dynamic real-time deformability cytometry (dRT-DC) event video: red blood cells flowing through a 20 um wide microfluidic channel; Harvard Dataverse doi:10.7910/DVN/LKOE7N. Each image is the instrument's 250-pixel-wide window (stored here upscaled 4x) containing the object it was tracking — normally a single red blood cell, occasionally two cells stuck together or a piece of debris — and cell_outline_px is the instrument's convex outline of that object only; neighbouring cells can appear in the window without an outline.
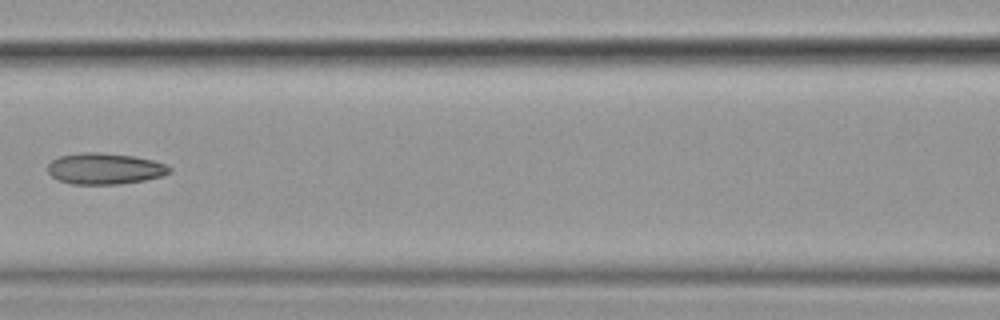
{"species": "common noctule bat (a hibernating species)", "species_latin": "Nyctalus noctula", "temperature_condition": "cold", "stored_images_in_passage": 12, "camera_frame_rate_fps": 3000, "um_per_image_px": 0.085, "animal": {"sex": "female", "body_mass_g": 19.9}, "frame": {"image": 1, "passage_image": 7, "time_ms": 2.0, "image_size_px": [1000, 320], "cell_outline_px": [[172, 172], [160, 176], [144, 180], [120, 184], [72, 184], [60, 180], [52, 176], [48, 172], [48, 164], [52, 160], [60, 156], [80, 152], [100, 152], [132, 156], [152, 160], [164, 164], [172, 168]], "centroid_in_image_um": [8.9, 14.33], "position_along_channel_um": 157.7, "area_um2": 22.02}}
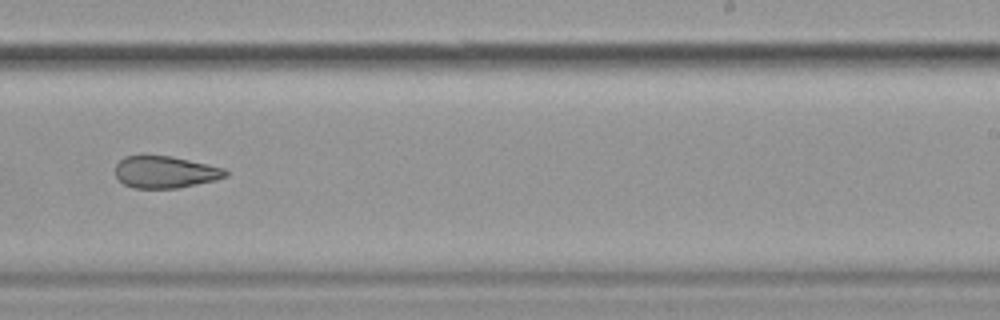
{"frame": {"image": 2, "passage_image": 10, "time_ms": 3.0, "image_size_px": [1000, 320], "cell_outline_px": [[228, 176], [216, 180], [176, 188], [132, 188], [124, 184], [116, 176], [116, 164], [124, 156], [172, 156], [224, 168], [228, 172]], "centroid_in_image_um": [14.05, 14.63], "position_along_channel_um": 275.0, "area_um2": 20.4}}
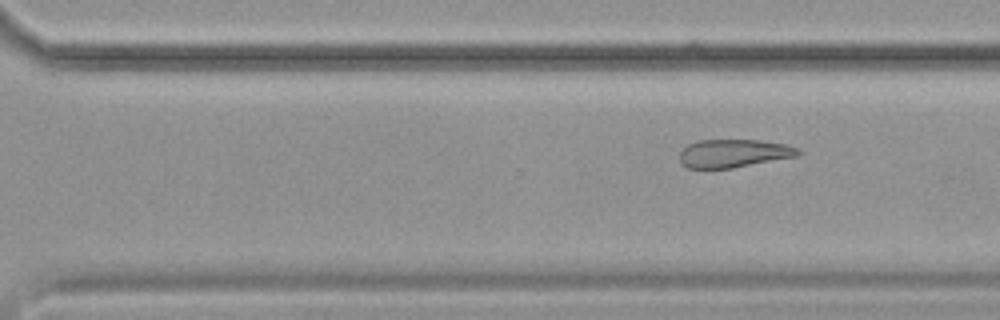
{"frame": {"image": 3, "passage_image": 12, "time_ms": 3.667, "image_size_px": [1000, 320], "cell_outline_px": [[800, 156], [732, 168], [688, 168], [680, 164], [680, 152], [688, 144], [700, 140], [760, 140], [784, 144], [800, 148]], "centroid_in_image_um": [62.39, 13.04], "position_along_channel_um": 308.2, "area_um2": 19.54}}